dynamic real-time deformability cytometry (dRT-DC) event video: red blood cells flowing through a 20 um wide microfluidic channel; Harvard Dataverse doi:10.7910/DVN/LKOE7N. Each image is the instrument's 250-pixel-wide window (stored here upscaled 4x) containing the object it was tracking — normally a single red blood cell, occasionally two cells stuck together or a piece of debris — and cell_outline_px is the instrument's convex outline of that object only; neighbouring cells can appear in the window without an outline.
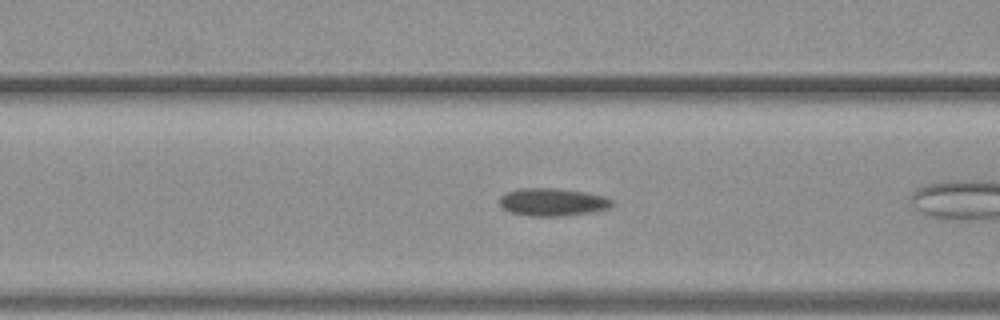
{"species": "common noctule bat (a hibernating species)", "species_latin": "Nyctalus noctula", "temperature_condition": "warm", "stored_images_in_passage": 42, "camera_frame_rate_fps": 3000, "um_per_image_px": 0.085, "animal": {"sex": "female", "body_mass_g": 19.3, "forearm_length_mm": 54.1}, "frame": {"image": 1, "passage_image": 7, "time_ms": 2.0, "image_size_px": [1000, 320], "cell_outline_px": [[612, 204], [608, 208], [596, 212], [564, 216], [528, 216], [512, 212], [504, 208], [500, 204], [500, 196], [508, 192], [520, 188], [556, 188], [584, 192], [604, 196], [612, 200]], "centroid_in_image_um": [46.99, 17.18], "position_along_channel_um": 119.6, "area_um2": 18.15}}
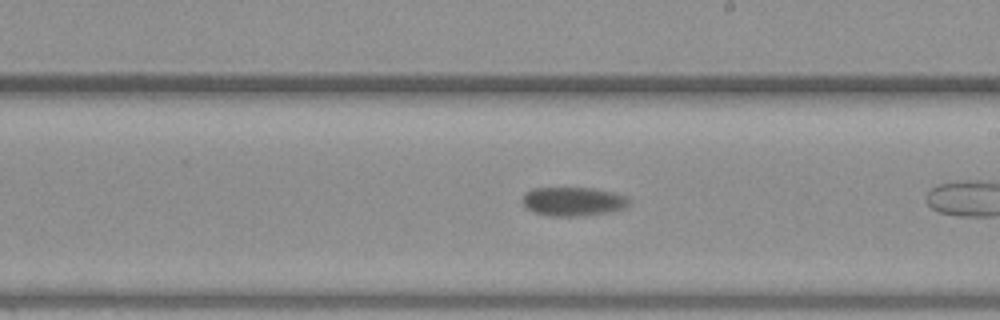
{"frame": {"image": 2, "passage_image": 17, "time_ms": 5.333, "image_size_px": [1000, 320], "cell_outline_px": [[632, 200], [624, 208], [612, 212], [580, 216], [548, 216], [536, 212], [528, 208], [524, 204], [524, 192], [532, 188], [592, 188], [612, 192], [628, 196]], "centroid_in_image_um": [48.77, 17.12], "position_along_channel_um": 240.2, "area_um2": 17.98}}
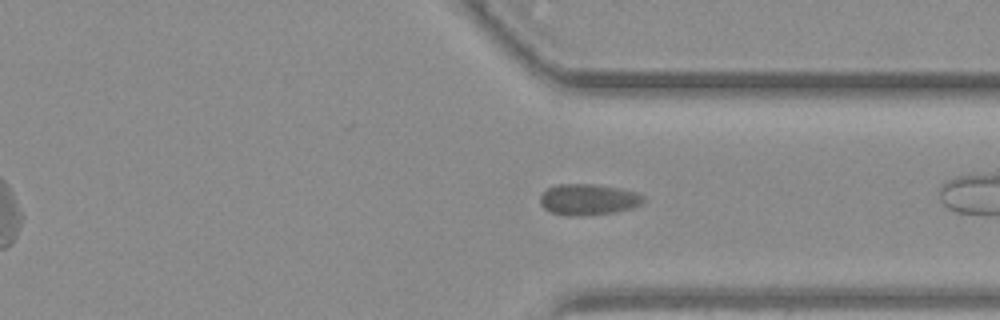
{"frame": {"image": 3, "passage_image": 27, "time_ms": 8.667, "image_size_px": [1000, 320], "cell_outline_px": [[648, 200], [632, 208], [616, 212], [584, 216], [564, 216], [552, 212], [544, 208], [540, 204], [540, 196], [548, 188], [556, 184], [600, 184], [620, 188], [636, 192], [644, 196]], "centroid_in_image_um": [50.03, 16.96], "position_along_channel_um": 361.4, "area_um2": 19.07}}